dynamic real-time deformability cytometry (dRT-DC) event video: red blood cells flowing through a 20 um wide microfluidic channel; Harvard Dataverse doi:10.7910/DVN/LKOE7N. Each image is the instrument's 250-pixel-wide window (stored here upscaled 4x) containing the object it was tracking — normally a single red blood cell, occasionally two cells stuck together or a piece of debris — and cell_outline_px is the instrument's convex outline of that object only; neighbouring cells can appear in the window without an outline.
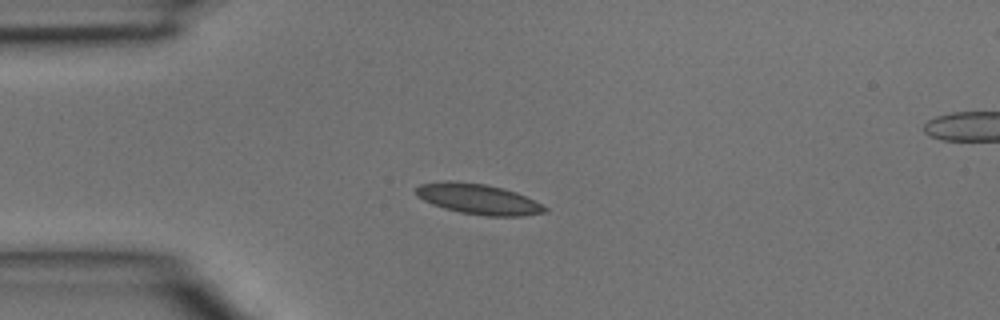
{"species": "common noctule bat (a hibernating species)", "species_latin": "Nyctalus noctula", "temperature_condition": "room temperature", "stored_images_in_passage": 2, "camera_frame_rate_fps": 3000, "um_per_image_px": 0.085, "animal": {"sex": "male", "body_mass_g": 15.6}, "frame": {"image": 1, "passage_image": 1, "time_ms": 0.0, "image_size_px": [1000, 320], "cell_outline_px": [[548, 212], [524, 216], [484, 216], [460, 212], [444, 208], [432, 204], [416, 196], [416, 188], [420, 184], [448, 180], [452, 180], [484, 184], [504, 188], [516, 192], [548, 208]], "centroid_in_image_um": [40.64, 16.92], "position_along_channel_um": 44.4, "area_um2": 22.83}}